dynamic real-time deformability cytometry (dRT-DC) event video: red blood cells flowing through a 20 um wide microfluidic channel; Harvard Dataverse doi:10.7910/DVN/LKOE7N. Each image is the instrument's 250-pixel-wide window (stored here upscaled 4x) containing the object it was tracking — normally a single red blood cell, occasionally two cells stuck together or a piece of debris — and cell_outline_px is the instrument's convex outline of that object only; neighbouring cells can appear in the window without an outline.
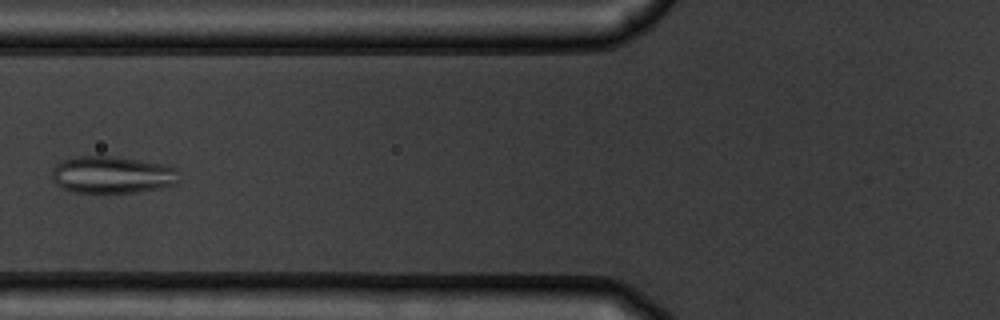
{"species": "common noctule bat (a hibernating species)", "species_latin": "Nyctalus noctula", "temperature_condition": "warm", "stored_images_in_passage": 6, "camera_frame_rate_fps": 3000, "um_per_image_px": 0.085, "animal": {"sex": "male", "body_mass_g": 19.5, "forearm_length_mm": 54.6}, "frame": {"image": 1, "passage_image": 5, "time_ms": 5.333, "image_size_px": [1000, 320], "cell_outline_px": [[176, 184], [160, 188], [136, 192], [72, 192], [60, 188], [56, 184], [52, 176], [52, 168], [56, 164], [64, 160], [76, 156], [116, 156], [160, 164], [176, 168]], "centroid_in_image_um": [9.47, 14.85], "position_along_channel_um": 116.3, "area_um2": 27.28}}